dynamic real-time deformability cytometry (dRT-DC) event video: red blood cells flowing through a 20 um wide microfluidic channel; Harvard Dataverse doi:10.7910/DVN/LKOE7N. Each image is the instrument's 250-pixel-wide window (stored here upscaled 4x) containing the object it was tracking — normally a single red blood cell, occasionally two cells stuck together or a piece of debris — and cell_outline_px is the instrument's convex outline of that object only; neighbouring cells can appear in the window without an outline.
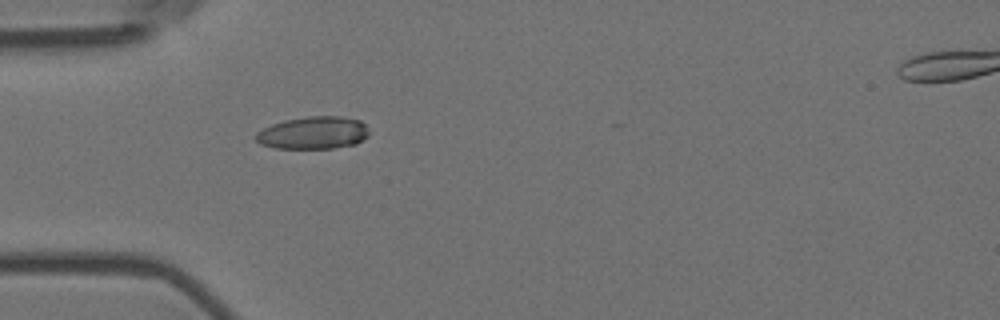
{"species": "Egyptian fruit bat (a non-hibernating species)", "species_latin": "Rousettus aegyptiacus", "temperature_condition": "room temperature", "stored_images_in_passage": 4, "camera_frame_rate_fps": 3000, "um_per_image_px": 0.085, "animal": {"sex": "female"}, "frame": {"image": 1, "passage_image": 4, "time_ms": 1.0, "image_size_px": [1000, 320], "cell_outline_px": [[368, 136], [356, 144], [332, 148], [276, 148], [260, 144], [256, 140], [256, 132], [272, 124], [284, 120], [308, 116], [340, 116], [360, 120], [364, 124], [368, 132]], "centroid_in_image_um": [26.62, 11.29], "position_along_channel_um": 58.4, "area_um2": 21.39}}